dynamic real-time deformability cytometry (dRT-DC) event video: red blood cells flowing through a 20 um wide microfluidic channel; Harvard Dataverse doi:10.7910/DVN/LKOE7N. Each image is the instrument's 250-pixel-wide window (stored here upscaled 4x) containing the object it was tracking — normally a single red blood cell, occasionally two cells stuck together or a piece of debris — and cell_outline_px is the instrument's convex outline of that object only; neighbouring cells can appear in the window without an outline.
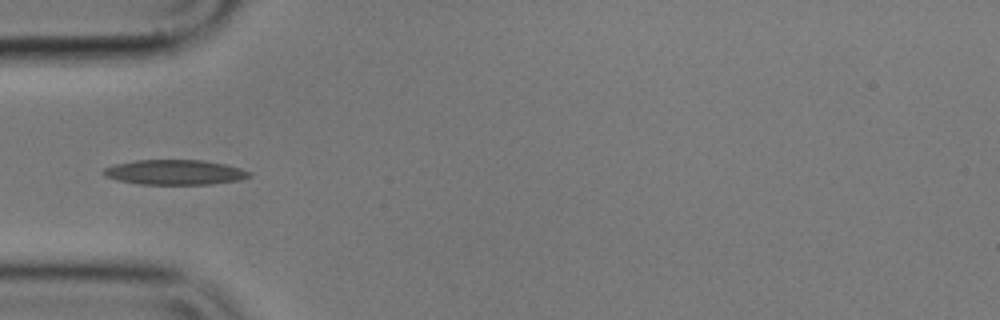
{"species": "common noctule bat (a hibernating species)", "species_latin": "Nyctalus noctula", "temperature_condition": "cold", "stored_images_in_passage": 40, "camera_frame_rate_fps": 3000, "um_per_image_px": 0.085, "animal": {"sex": "male", "body_mass_g": 17.9}, "frame": {"image": 1, "passage_image": 1, "time_ms": 0.0, "image_size_px": [1000, 320], "cell_outline_px": [[252, 176], [240, 180], [212, 184], [140, 184], [116, 180], [104, 176], [100, 172], [104, 168], [116, 164], [136, 160], [200, 160], [224, 164], [240, 168], [252, 172]], "centroid_in_image_um": [14.85, 14.65], "position_along_channel_um": 70.2, "area_um2": 21.27}}
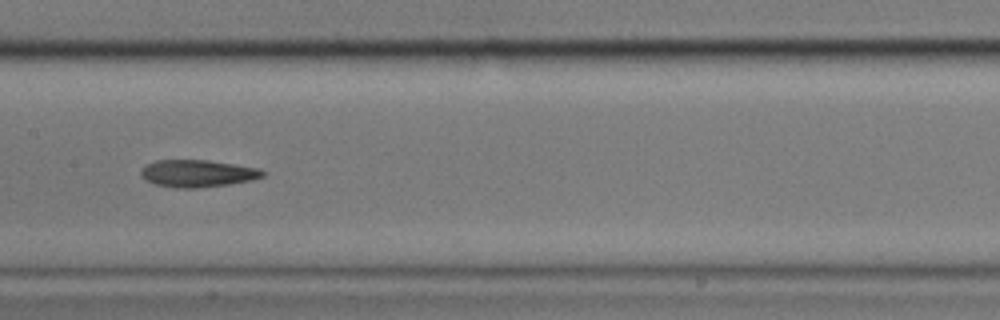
{"frame": {"image": 2, "passage_image": 11, "time_ms": 3.333, "image_size_px": [1000, 320], "cell_outline_px": [[264, 176], [252, 180], [228, 184], [196, 188], [172, 188], [156, 184], [144, 180], [140, 176], [140, 168], [156, 160], [208, 160], [260, 168], [264, 172]], "centroid_in_image_um": [16.75, 14.74], "position_along_channel_um": 190.6, "area_um2": 19.42}}
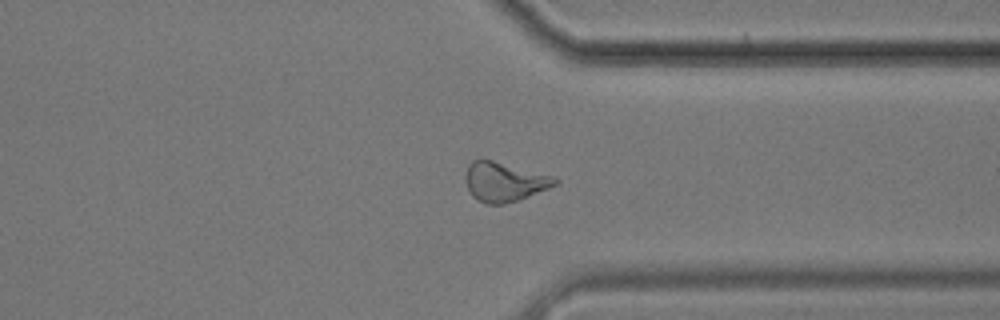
{"frame": {"image": 3, "passage_image": 26, "time_ms": 8.333, "image_size_px": [1000, 320], "cell_outline_px": [[560, 180], [556, 184], [548, 188], [528, 196], [504, 204], [488, 204], [476, 200], [472, 196], [464, 180], [464, 176], [468, 164], [472, 160], [492, 160], [556, 176]], "centroid_in_image_um": [42.85, 15.44], "position_along_channel_um": 368.5, "area_um2": 20.58}}